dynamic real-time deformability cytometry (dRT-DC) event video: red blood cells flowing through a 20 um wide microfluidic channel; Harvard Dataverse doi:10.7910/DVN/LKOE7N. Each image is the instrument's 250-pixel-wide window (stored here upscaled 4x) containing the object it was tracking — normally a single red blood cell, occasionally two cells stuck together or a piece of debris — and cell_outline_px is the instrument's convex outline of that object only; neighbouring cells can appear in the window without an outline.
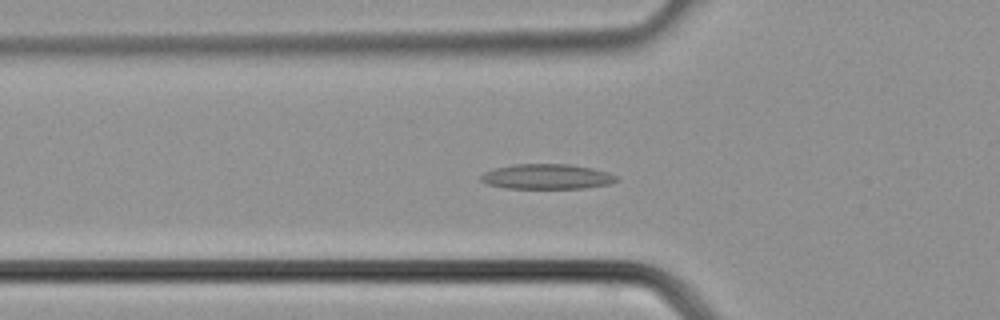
{"species": "common noctule bat (a hibernating species)", "species_latin": "Nyctalus noctula", "temperature_condition": "cold", "stored_images_in_passage": 38, "camera_frame_rate_fps": 3000, "um_per_image_px": 0.085, "animal": {"sex": "male", "body_mass_g": 21.5, "forearm_length_mm": 52.0}, "frame": {"image": 1, "passage_image": 12, "time_ms": 3.667, "image_size_px": [1000, 320], "cell_outline_px": [[620, 180], [612, 184], [584, 188], [508, 188], [488, 184], [480, 180], [480, 176], [484, 172], [496, 168], [516, 164], [572, 164], [592, 168], [608, 172], [620, 176]], "centroid_in_image_um": [46.57, 15.01], "position_along_channel_um": 79.2, "area_um2": 19.94}}
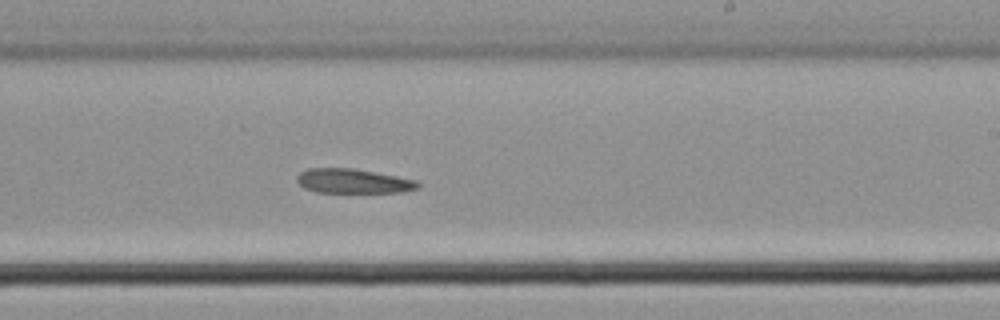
{"frame": {"image": 2, "passage_image": 22, "time_ms": 7.0, "image_size_px": [1000, 320], "cell_outline_px": [[420, 188], [400, 192], [316, 192], [304, 188], [296, 180], [296, 176], [300, 172], [308, 168], [352, 168], [396, 176], [416, 180], [420, 184]], "centroid_in_image_um": [30.0, 15.39], "position_along_channel_um": 259.0, "area_um2": 17.17}}
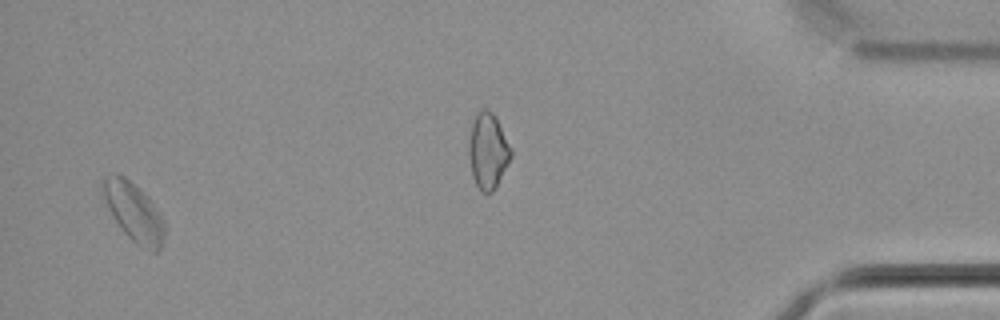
{"frame": {"image": 3, "passage_image": 36, "time_ms": 11.667, "image_size_px": [1000, 320], "cell_outline_px": [[164, 236], [160, 248], [156, 252], [140, 248], [124, 232], [116, 220], [100, 188], [100, 184], [108, 176], [116, 172], [124, 176], [144, 192], [148, 196], [160, 212], [164, 220]], "centroid_in_image_um": [11.41, 18.01], "position_along_channel_um": 423.8, "area_um2": 20.87}}